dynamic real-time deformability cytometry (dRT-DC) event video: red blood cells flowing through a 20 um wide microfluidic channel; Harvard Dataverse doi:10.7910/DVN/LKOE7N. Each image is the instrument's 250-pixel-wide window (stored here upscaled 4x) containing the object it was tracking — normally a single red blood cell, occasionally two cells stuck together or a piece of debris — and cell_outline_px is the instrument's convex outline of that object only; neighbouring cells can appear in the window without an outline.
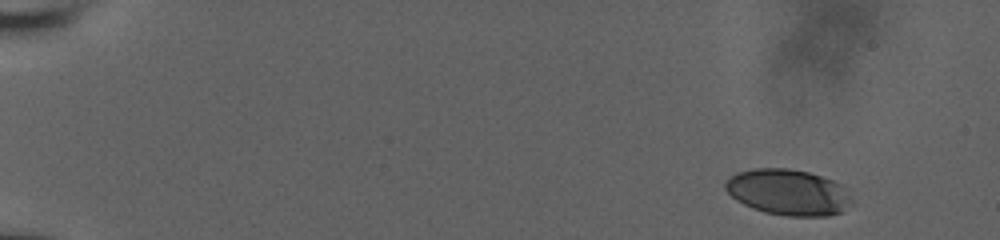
{"species": "human", "species_latin": "Homo sapiens", "temperature_condition": "room temperature", "stored_images_in_passage": 52, "camera_frame_rate_fps": 3000, "um_per_image_px": 0.085, "donor": {"sex": "male"}, "frame": {"image": 1, "passage_image": 1, "time_ms": 0.0, "image_size_px": [1000, 240], "cell_outline_px": [[852, 200], [840, 212], [828, 216], [788, 216], [764, 212], [752, 208], [736, 200], [724, 188], [724, 184], [736, 172], [756, 168], [788, 168], [808, 172], [832, 180], [840, 184]], "centroid_in_image_um": [66.95, 16.34], "position_along_channel_um": 18.1, "area_um2": 33.47}}
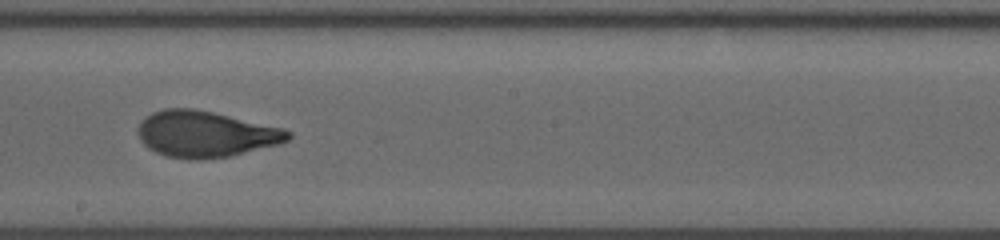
{"frame": {"image": 2, "passage_image": 30, "time_ms": 9.667, "image_size_px": [1000, 240], "cell_outline_px": [[292, 136], [288, 140], [280, 144], [228, 156], [192, 160], [188, 160], [164, 156], [148, 148], [140, 140], [136, 132], [140, 124], [152, 112], [164, 108], [192, 108], [212, 112], [284, 128], [292, 132]], "centroid_in_image_um": [17.46, 11.4], "position_along_channel_um": 230.7, "area_um2": 40.34}}
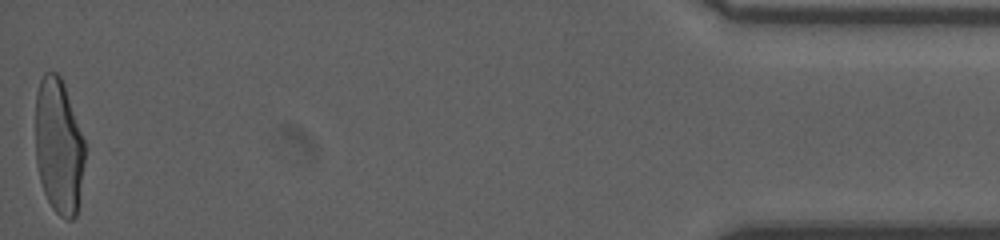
{"frame": {"image": 3, "passage_image": 52, "time_ms": 17.0, "image_size_px": [1000, 240], "cell_outline_px": [[88, 148], [80, 200], [76, 216], [72, 220], [68, 220], [60, 216], [52, 208], [44, 192], [40, 180], [36, 164], [36, 92], [40, 80], [44, 72], [56, 72], [60, 76], [64, 84]], "centroid_in_image_um": [5.03, 12.47], "position_along_channel_um": 430.2, "area_um2": 40.0}, "authors_computed_cell_mechanics": {"area_um2": 39.6508, "velocity_mm_per_s": 3.8563, "shape_relaxation_time_tau1_ms": 4.7702, "shape_relaxation_time_tau2_ms": 0.7833, "deformation_change_tau1": 0.225, "deformation_change_tau2": 0.0661}}